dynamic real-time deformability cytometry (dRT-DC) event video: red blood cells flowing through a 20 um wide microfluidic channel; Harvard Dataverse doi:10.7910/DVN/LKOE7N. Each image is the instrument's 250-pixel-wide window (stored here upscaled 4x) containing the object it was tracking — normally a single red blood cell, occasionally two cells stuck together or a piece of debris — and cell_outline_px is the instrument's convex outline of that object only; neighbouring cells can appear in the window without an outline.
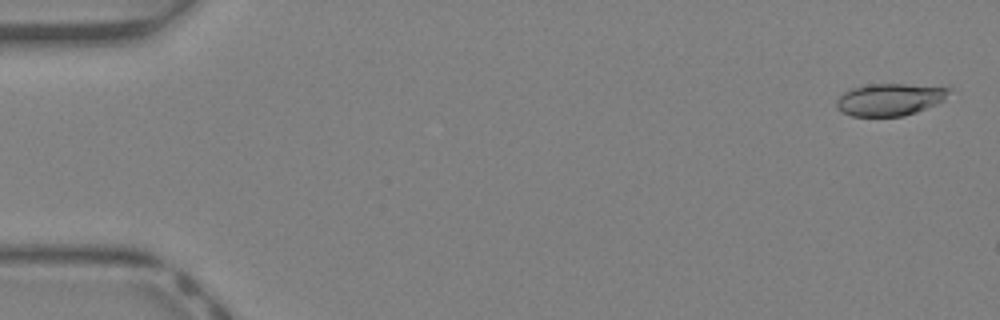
{"species": "Egyptian fruit bat (a non-hibernating species)", "species_latin": "Rousettus aegyptiacus", "temperature_condition": "warm", "stored_images_in_passage": 6, "camera_frame_rate_fps": 3000, "um_per_image_px": 0.085, "animal": {"sex": "female"}, "frame": {"image": 1, "passage_image": 2, "time_ms": 0.333, "image_size_px": [1000, 320], "cell_outline_px": [[952, 88], [944, 100], [936, 104], [916, 112], [904, 116], [852, 116], [840, 112], [836, 108], [836, 100], [844, 92], [852, 88], [868, 84], [904, 84]], "centroid_in_image_um": [75.6, 8.46], "position_along_channel_um": 9.4, "area_um2": 21.1}}